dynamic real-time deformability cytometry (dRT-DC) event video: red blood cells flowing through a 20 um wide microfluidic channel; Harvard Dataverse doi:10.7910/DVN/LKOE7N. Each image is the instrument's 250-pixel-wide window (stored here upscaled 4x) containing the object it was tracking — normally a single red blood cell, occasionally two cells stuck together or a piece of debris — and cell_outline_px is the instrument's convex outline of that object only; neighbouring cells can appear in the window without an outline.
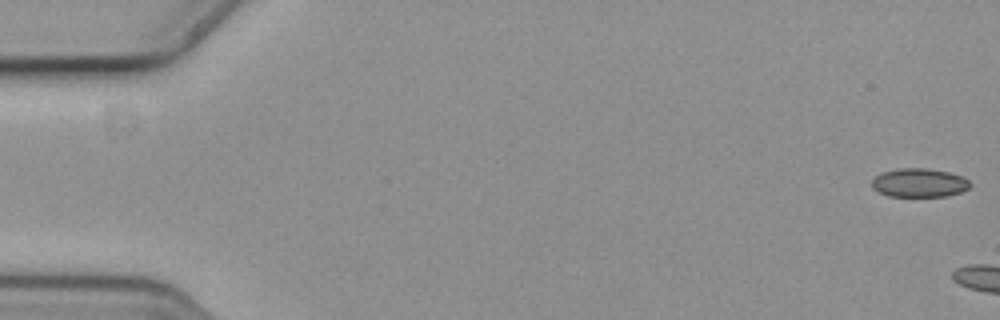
{"species": "common noctule bat (a hibernating species)", "species_latin": "Nyctalus noctula", "temperature_condition": "cold", "stored_images_in_passage": 5, "camera_frame_rate_fps": 3000, "um_per_image_px": 0.085, "animal": {"sex": "female", "body_mass_g": 19.3, "forearm_length_mm": 54.1}, "frame": {"image": 1, "passage_image": 1, "time_ms": 0.0, "image_size_px": [1000, 320], "cell_outline_px": [[972, 184], [968, 188], [960, 192], [944, 196], [888, 196], [872, 188], [872, 180], [876, 176], [884, 172], [900, 168], [928, 168], [948, 172], [960, 176], [968, 180]], "centroid_in_image_um": [78.13, 15.53], "position_along_channel_um": 6.9, "area_um2": 16.24}}